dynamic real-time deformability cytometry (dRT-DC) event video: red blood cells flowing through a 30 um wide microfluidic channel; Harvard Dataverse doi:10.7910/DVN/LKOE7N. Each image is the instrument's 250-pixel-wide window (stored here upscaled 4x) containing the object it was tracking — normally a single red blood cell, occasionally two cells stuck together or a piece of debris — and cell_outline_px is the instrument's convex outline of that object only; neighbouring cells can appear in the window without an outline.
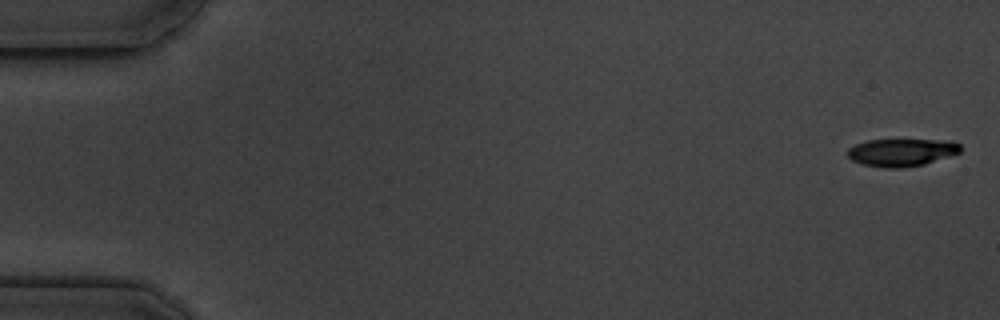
{"species": "common noctule bat (a hibernating species)", "species_latin": "Nyctalus noctula", "temperature_condition": "cold", "stored_images_in_passage": 7, "camera_frame_rate_fps": 3000, "um_per_image_px": 0.085, "animal": {"sex": "male", "body_mass_g": 19.5, "forearm_length_mm": 54.6}, "frame": {"image": 1, "passage_image": 1, "time_ms": 0.0, "image_size_px": [1000, 320], "cell_outline_px": [[960, 152], [924, 164], [900, 168], [884, 168], [860, 164], [852, 160], [848, 156], [848, 148], [856, 144], [868, 140], [952, 140], [960, 144]], "centroid_in_image_um": [76.62, 12.95], "position_along_channel_um": 8.4, "area_um2": 18.09}}
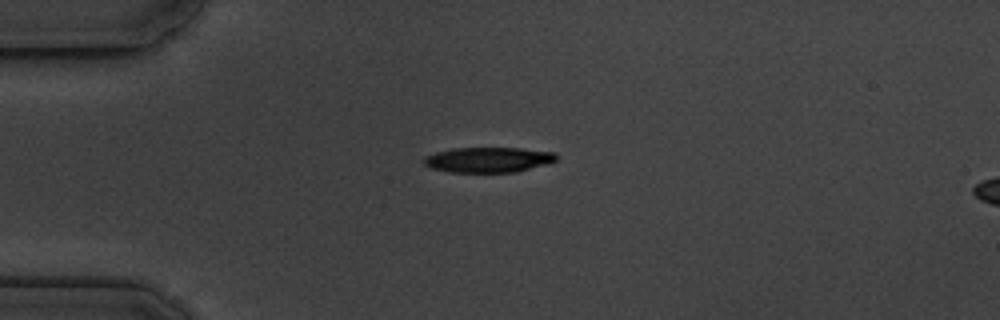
{"frame": {"image": 2, "passage_image": 4, "time_ms": 4.333, "image_size_px": [1000, 320], "cell_outline_px": [[560, 156], [556, 160], [548, 164], [516, 172], [448, 172], [432, 168], [424, 164], [424, 156], [436, 152], [452, 148], [520, 148], [556, 152]], "centroid_in_image_um": [41.55, 13.57], "position_along_channel_um": 43.5, "area_um2": 19.65}}
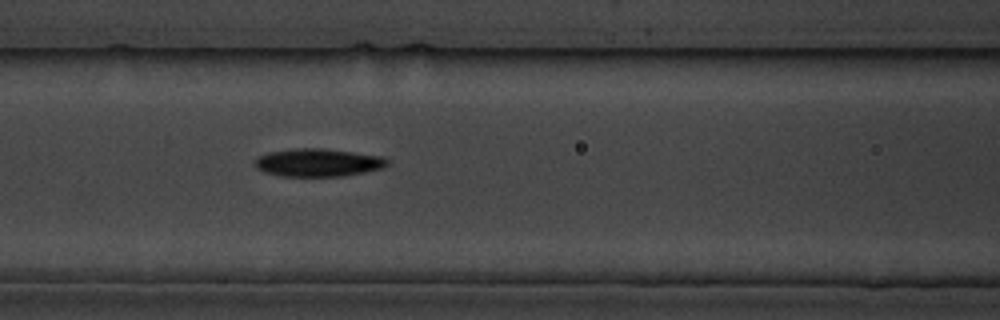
{"frame": {"image": 3, "passage_image": 7, "time_ms": 7.667, "image_size_px": [1000, 320], "cell_outline_px": [[388, 164], [384, 168], [344, 176], [280, 176], [264, 172], [256, 168], [256, 156], [268, 152], [296, 148], [320, 148], [384, 156], [388, 160]], "centroid_in_image_um": [27.04, 13.82], "position_along_channel_um": 139.6, "area_um2": 21.62}}